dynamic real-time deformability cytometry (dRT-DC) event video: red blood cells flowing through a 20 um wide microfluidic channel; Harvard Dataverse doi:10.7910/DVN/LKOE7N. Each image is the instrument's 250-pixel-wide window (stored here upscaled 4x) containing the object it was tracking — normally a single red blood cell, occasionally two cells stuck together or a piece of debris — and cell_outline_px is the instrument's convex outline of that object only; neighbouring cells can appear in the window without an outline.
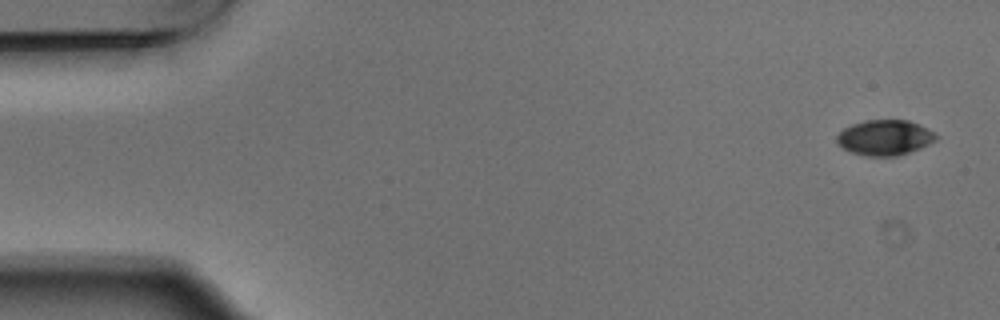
{"species": "Egyptian fruit bat (a non-hibernating species)", "species_latin": "Rousettus aegyptiacus", "temperature_condition": "warm", "stored_images_in_passage": 4, "camera_frame_rate_fps": 3000, "um_per_image_px": 0.085, "animal": {"sex": "male"}, "frame": {"image": 1, "passage_image": 1, "time_ms": 0.0, "image_size_px": [1000, 320], "cell_outline_px": [[940, 136], [936, 140], [920, 148], [896, 156], [868, 156], [852, 152], [844, 148], [836, 140], [836, 136], [844, 128], [852, 124], [864, 120], [908, 120], [920, 124]], "centroid_in_image_um": [75.23, 11.68], "position_along_channel_um": 9.8, "area_um2": 20.35}}
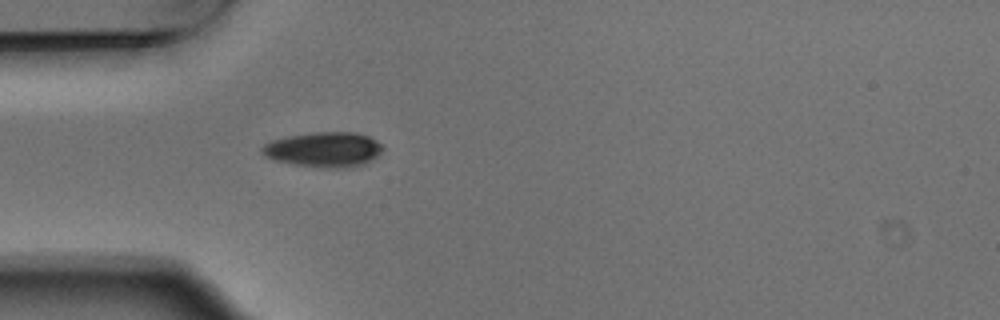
{"frame": {"image": 2, "passage_image": 4, "time_ms": 1.0, "image_size_px": [1000, 320], "cell_outline_px": [[384, 148], [376, 156], [364, 164], [352, 168], [320, 168], [292, 164], [276, 160], [264, 156], [260, 152], [260, 148], [264, 144], [272, 140], [288, 136], [312, 132], [356, 132], [368, 136], [376, 140]], "centroid_in_image_um": [27.51, 12.72], "position_along_channel_um": 57.5, "area_um2": 24.85}}